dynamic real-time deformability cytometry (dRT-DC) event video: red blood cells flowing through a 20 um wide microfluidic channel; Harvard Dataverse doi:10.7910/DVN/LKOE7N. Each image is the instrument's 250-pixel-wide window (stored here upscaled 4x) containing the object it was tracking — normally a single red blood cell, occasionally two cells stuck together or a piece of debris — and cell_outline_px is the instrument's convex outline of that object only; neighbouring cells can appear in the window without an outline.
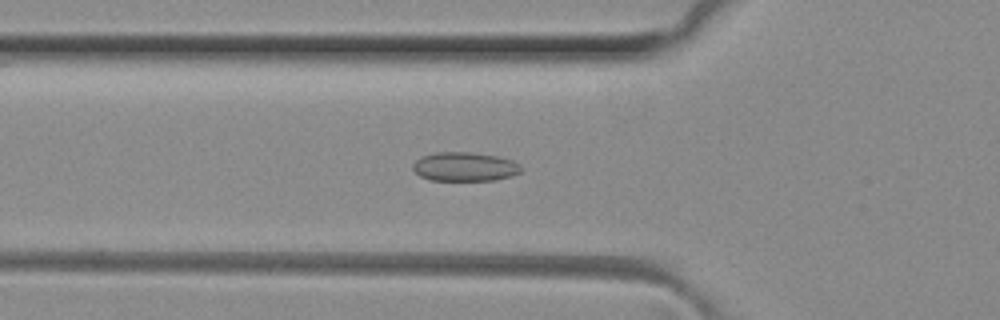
{"species": "common noctule bat (a hibernating species)", "species_latin": "Nyctalus noctula", "temperature_condition": "room temperature", "stored_images_in_passage": 50, "camera_frame_rate_fps": 3000, "um_per_image_px": 0.085, "animal": {"sex": "female", "body_mass_g": 29.2, "forearm_length_mm": 56.3}, "frame": {"image": 1, "passage_image": 17, "time_ms": 5.333, "image_size_px": [1000, 320], "cell_outline_px": [[524, 168], [520, 172], [512, 176], [496, 180], [432, 180], [420, 176], [412, 168], [412, 164], [420, 156], [436, 152], [468, 152], [496, 156], [512, 160], [520, 164]], "centroid_in_image_um": [39.51, 14.17], "position_along_channel_um": 86.3, "area_um2": 18.38}}
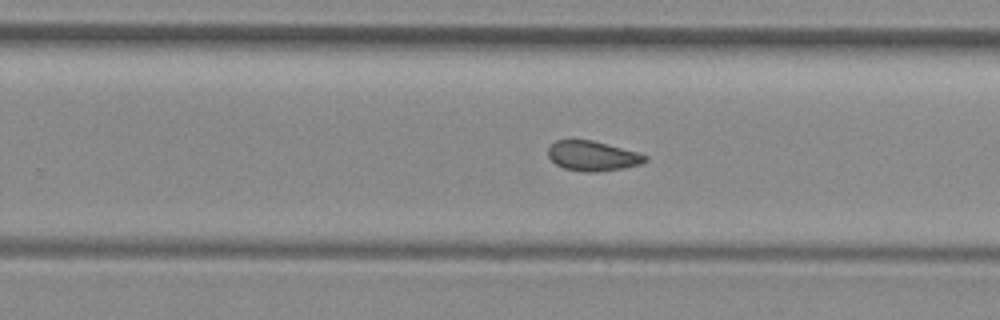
{"frame": {"image": 2, "passage_image": 31, "time_ms": 10.0, "image_size_px": [1000, 320], "cell_outline_px": [[648, 160], [640, 164], [624, 168], [592, 172], [584, 172], [564, 168], [556, 164], [548, 156], [548, 148], [556, 140], [592, 140], [636, 152], [648, 156]], "centroid_in_image_um": [50.36, 13.26], "position_along_channel_um": 279.4, "area_um2": 16.7}}
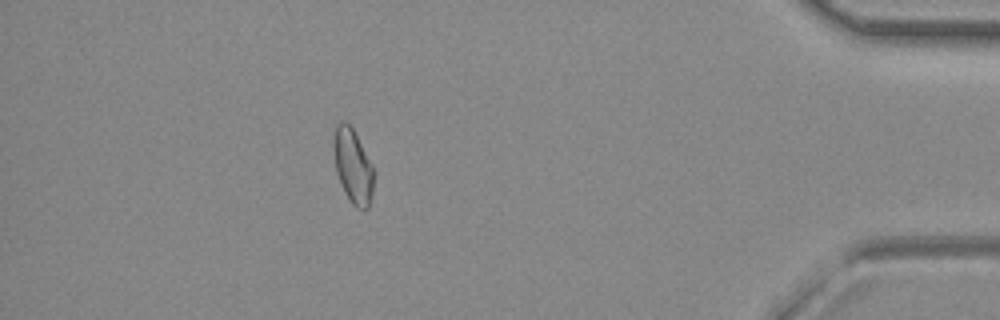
{"frame": {"image": 3, "passage_image": 44, "time_ms": 14.333, "image_size_px": [1000, 320], "cell_outline_px": [[376, 172], [372, 192], [368, 208], [356, 208], [352, 204], [344, 192], [336, 172], [332, 148], [332, 140], [336, 124], [340, 120], [344, 120], [352, 128], [372, 164]], "centroid_in_image_um": [29.98, 14.09], "position_along_channel_um": 405.2, "area_um2": 17.69}, "authors_computed_cell_mechanics": {"area_um2": 17.7735, "velocity_mm_per_s": 4.1412, "shape_relaxation_time_tau1_ms": null, "shape_relaxation_time_tau2_ms": 2.6841, "deformation_change_tau1": null, "deformation_change_tau2": 0.0837}}